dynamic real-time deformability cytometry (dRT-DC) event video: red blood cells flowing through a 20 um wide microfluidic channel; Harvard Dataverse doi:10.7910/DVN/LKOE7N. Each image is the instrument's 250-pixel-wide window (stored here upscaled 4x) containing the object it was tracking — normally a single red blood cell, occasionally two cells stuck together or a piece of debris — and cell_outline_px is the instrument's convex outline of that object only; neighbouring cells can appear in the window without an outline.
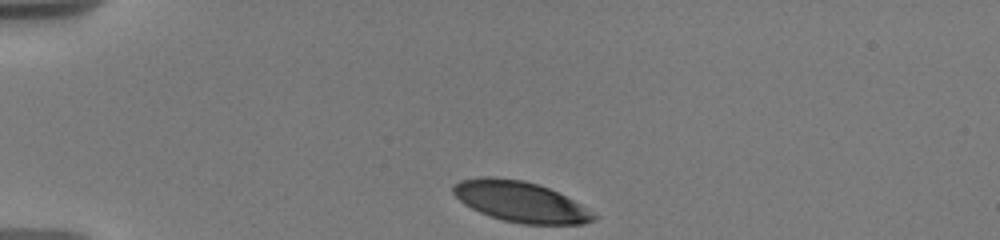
{"species": "human", "species_latin": "Homo sapiens", "temperature_condition": "warm", "stored_images_in_passage": 21, "camera_frame_rate_fps": 3000, "um_per_image_px": 0.085, "donor": {"sex": "male"}, "frame": {"image": 1, "passage_image": 1, "time_ms": 0.0, "image_size_px": [1000, 240], "cell_outline_px": [[600, 216], [596, 220], [584, 224], [524, 224], [504, 220], [480, 212], [464, 204], [452, 192], [452, 184], [460, 180], [480, 176], [488, 176], [524, 180], [548, 188], [580, 204]], "centroid_in_image_um": [44.24, 17.14], "position_along_channel_um": 40.8, "area_um2": 33.12}}
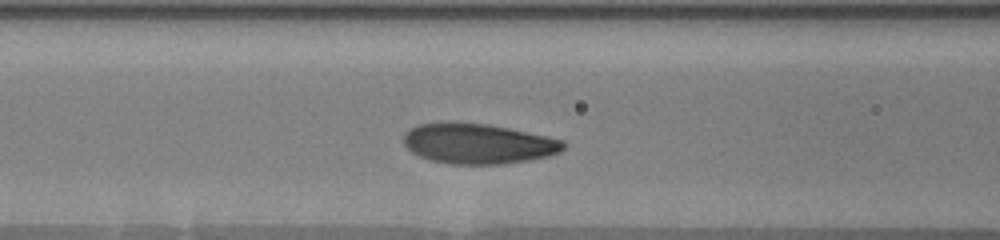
{"frame": {"image": 2, "passage_image": 8, "time_ms": 3.667, "image_size_px": [1000, 240], "cell_outline_px": [[568, 144], [560, 152], [548, 156], [528, 160], [504, 164], [448, 164], [432, 160], [420, 156], [412, 152], [404, 144], [404, 136], [412, 128], [420, 124], [488, 124], [508, 128], [564, 140]], "centroid_in_image_um": [40.71, 12.24], "position_along_channel_um": 125.9, "area_um2": 36.7}}
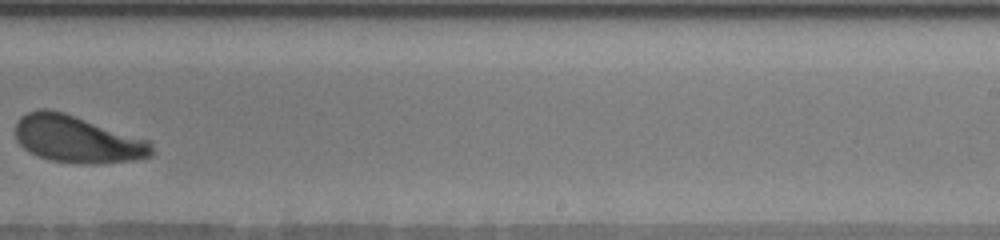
{"frame": {"image": 3, "passage_image": 16, "time_ms": 8.0, "image_size_px": [1000, 240], "cell_outline_px": [[156, 152], [152, 156], [132, 160], [92, 164], [76, 164], [48, 160], [36, 156], [28, 152], [16, 140], [16, 120], [20, 116], [28, 112], [40, 108], [48, 108], [64, 112], [152, 140]], "centroid_in_image_um": [6.6, 11.83], "position_along_channel_um": 282.4, "area_um2": 38.26}}